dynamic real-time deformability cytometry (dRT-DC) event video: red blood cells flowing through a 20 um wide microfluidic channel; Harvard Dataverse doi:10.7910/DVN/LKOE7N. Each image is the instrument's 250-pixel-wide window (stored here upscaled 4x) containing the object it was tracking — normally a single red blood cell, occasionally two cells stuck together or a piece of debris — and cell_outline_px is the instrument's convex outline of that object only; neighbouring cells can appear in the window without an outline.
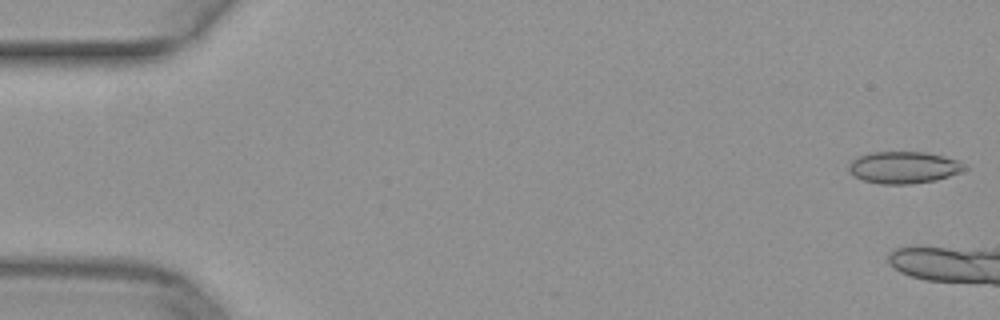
{"species": "common noctule bat (a hibernating species)", "species_latin": "Nyctalus noctula", "temperature_condition": "warm", "stored_images_in_passage": 5, "camera_frame_rate_fps": 3000, "um_per_image_px": 0.085, "animal": {"sex": "female", "body_mass_g": 29.2, "forearm_length_mm": 56.3}, "frame": {"image": 1, "passage_image": 1, "time_ms": 0.0, "image_size_px": [1000, 320], "cell_outline_px": [[968, 168], [964, 172], [936, 180], [908, 184], [880, 184], [864, 180], [848, 172], [848, 164], [852, 160], [860, 156], [872, 152], [924, 152], [944, 156], [960, 160]], "centroid_in_image_um": [76.86, 14.23], "position_along_channel_um": 8.1, "area_um2": 21.68}}